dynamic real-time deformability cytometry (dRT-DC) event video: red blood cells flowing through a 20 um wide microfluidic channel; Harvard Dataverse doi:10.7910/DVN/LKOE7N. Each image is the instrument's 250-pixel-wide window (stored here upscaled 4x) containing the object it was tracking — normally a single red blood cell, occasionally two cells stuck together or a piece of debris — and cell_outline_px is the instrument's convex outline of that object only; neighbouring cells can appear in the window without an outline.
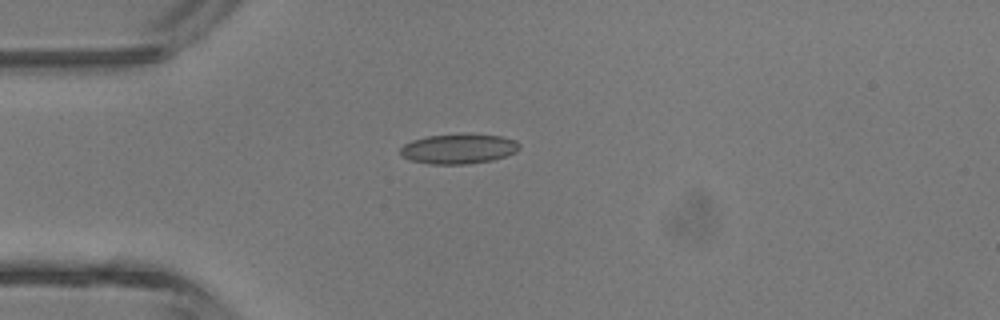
{"species": "common noctule bat (a hibernating species)", "species_latin": "Nyctalus noctula", "temperature_condition": "room temperature", "stored_images_in_passage": 5, "camera_frame_rate_fps": 3000, "um_per_image_px": 0.085, "animal": {"sex": "male", "body_mass_g": 13.3}, "frame": {"image": 1, "passage_image": 4, "time_ms": 3.667, "image_size_px": [1000, 320], "cell_outline_px": [[520, 148], [516, 152], [492, 160], [468, 164], [432, 164], [412, 160], [400, 156], [400, 148], [404, 144], [412, 140], [428, 136], [460, 132], [468, 132], [500, 136], [516, 140], [520, 144]], "centroid_in_image_um": [38.99, 12.61], "position_along_channel_um": 46.0, "area_um2": 21.21}}